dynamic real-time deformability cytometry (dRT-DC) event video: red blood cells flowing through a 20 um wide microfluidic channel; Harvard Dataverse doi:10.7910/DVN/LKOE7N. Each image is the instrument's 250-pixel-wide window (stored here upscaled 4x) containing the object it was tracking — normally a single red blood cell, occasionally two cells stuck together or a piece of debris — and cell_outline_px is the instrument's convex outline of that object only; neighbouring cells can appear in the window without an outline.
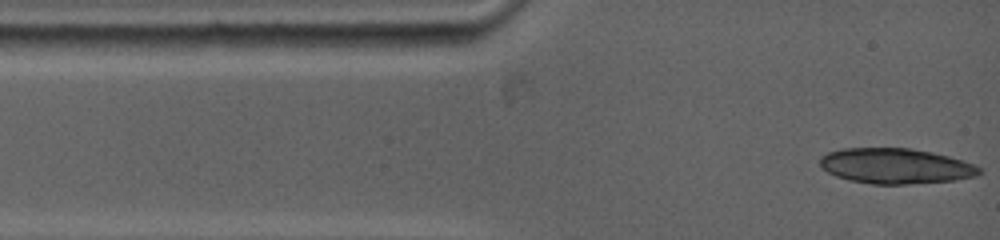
{"species": "common noctule bat (a hibernating species)", "species_latin": "Nyctalus noctula", "temperature_condition": "warm", "stored_images_in_passage": 3, "camera_frame_rate_fps": 5000, "um_per_image_px": 0.085, "animal": {"sex": "female", "body_mass_g": 19.0, "forearm_length_mm": 53.3}, "frame": {"image": 1, "passage_image": 1, "time_ms": 0.0, "image_size_px": [1000, 240], "cell_outline_px": [[980, 176], [956, 180], [908, 184], [872, 184], [848, 180], [836, 176], [828, 172], [820, 164], [820, 156], [828, 152], [844, 148], [912, 148], [932, 152], [964, 160], [980, 168]], "centroid_in_image_um": [76.15, 14.11], "position_along_channel_um": 8.9, "area_um2": 32.95}}